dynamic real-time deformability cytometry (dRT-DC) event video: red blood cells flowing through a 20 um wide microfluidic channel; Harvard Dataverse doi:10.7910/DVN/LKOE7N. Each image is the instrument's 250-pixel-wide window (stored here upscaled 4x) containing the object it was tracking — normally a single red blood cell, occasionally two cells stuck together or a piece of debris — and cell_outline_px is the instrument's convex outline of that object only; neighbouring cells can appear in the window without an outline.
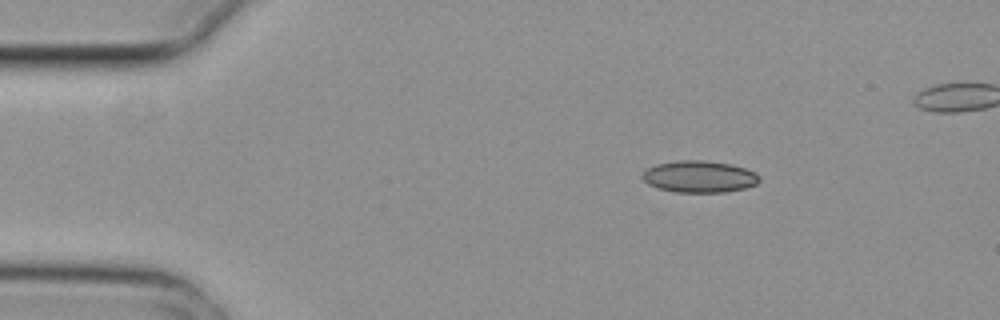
{"species": "common noctule bat (a hibernating species)", "species_latin": "Nyctalus noctula", "temperature_condition": "cold", "stored_images_in_passage": 4, "camera_frame_rate_fps": 3000, "um_per_image_px": 0.085, "animal": {"sex": "female", "body_mass_g": 29.2, "forearm_length_mm": 56.3}, "frame": {"image": 1, "passage_image": 1, "time_ms": 0.0, "image_size_px": [1000, 320], "cell_outline_px": [[760, 180], [756, 184], [744, 188], [724, 192], [676, 192], [656, 188], [648, 184], [640, 176], [648, 168], [656, 164], [680, 160], [704, 160], [732, 164], [756, 172], [760, 176]], "centroid_in_image_um": [59.44, 15.01], "position_along_channel_um": 25.6, "area_um2": 21.73}}